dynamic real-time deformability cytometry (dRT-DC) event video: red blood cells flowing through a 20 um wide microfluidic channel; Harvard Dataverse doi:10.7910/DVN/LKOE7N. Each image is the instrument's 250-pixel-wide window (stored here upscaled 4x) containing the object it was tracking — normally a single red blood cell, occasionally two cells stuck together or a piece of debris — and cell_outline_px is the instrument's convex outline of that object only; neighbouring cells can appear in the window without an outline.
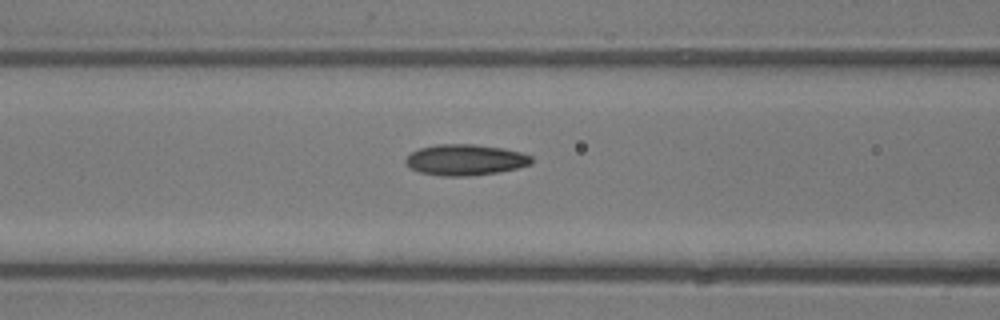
{"species": "common noctule bat (a hibernating species)", "species_latin": "Nyctalus noctula", "temperature_condition": "room temperature", "stored_images_in_passage": 6, "camera_frame_rate_fps": 3000, "um_per_image_px": 0.085, "animal": {"sex": "male", "body_mass_g": 13.3}, "frame": {"image": 1, "passage_image": 6, "time_ms": 6.667, "image_size_px": [1000, 320], "cell_outline_px": [[532, 164], [500, 172], [468, 176], [440, 176], [420, 172], [412, 168], [404, 160], [412, 152], [420, 148], [436, 144], [472, 144], [504, 148], [520, 152], [532, 156]], "centroid_in_image_um": [39.57, 13.58], "position_along_channel_um": 127.0, "area_um2": 22.66}}